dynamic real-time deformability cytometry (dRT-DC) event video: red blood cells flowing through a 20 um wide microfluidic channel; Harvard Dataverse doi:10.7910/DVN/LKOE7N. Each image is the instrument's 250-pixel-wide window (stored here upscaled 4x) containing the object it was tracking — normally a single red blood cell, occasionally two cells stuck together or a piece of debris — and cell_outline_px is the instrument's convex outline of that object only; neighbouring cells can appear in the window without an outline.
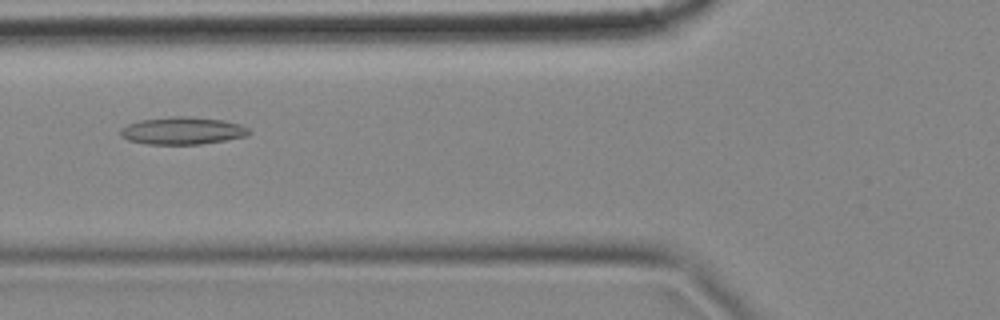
{"species": "common noctule bat (a hibernating species)", "species_latin": "Nyctalus noctula", "temperature_condition": "cold", "stored_images_in_passage": 7, "camera_frame_rate_fps": 3000, "um_per_image_px": 0.085, "animal": {"sex": "female", "body_mass_g": 18.4}, "frame": {"image": 1, "passage_image": 6, "time_ms": 1.667, "image_size_px": [1000, 320], "cell_outline_px": [[252, 132], [248, 136], [200, 144], [148, 144], [128, 140], [120, 136], [120, 128], [128, 124], [140, 120], [172, 116], [188, 116], [224, 120], [240, 124], [248, 128]], "centroid_in_image_um": [15.51, 11.1], "position_along_channel_um": 110.3, "area_um2": 20.63}}
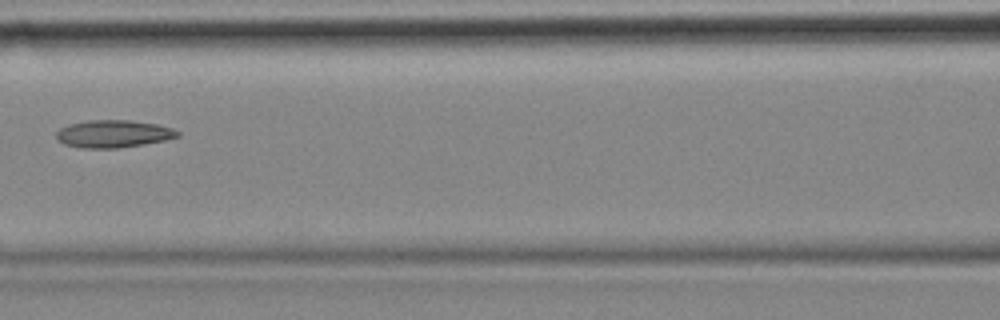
{"frame": {"image": 2, "passage_image": 7, "time_ms": 2.0, "image_size_px": [1000, 320], "cell_outline_px": [[180, 136], [164, 140], [144, 144], [116, 148], [80, 148], [64, 144], [56, 140], [56, 132], [60, 128], [68, 124], [84, 120], [128, 120], [156, 124], [172, 128], [180, 132]], "centroid_in_image_um": [9.59, 11.37], "position_along_channel_um": 157.0, "area_um2": 19.54}}